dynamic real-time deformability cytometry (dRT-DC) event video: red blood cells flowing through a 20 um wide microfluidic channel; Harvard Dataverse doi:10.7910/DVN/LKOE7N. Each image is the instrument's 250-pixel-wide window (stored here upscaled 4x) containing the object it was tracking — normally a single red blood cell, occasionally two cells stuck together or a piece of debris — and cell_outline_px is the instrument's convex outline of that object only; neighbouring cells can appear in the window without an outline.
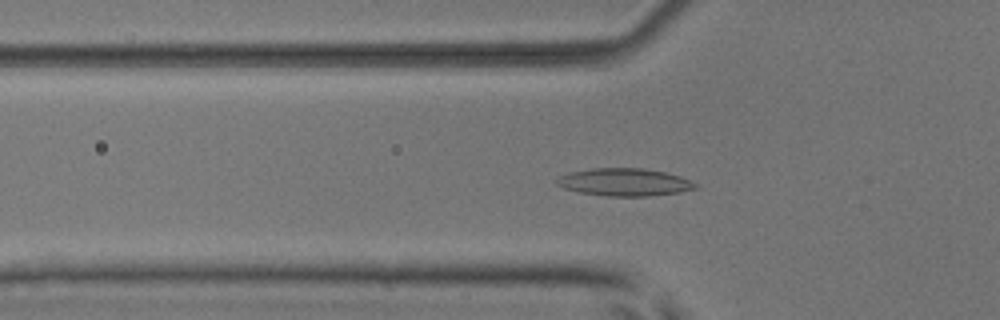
{"species": "common noctule bat (a hibernating species)", "species_latin": "Nyctalus noctula", "temperature_condition": "room temperature", "stored_images_in_passage": 45, "camera_frame_rate_fps": 3000, "um_per_image_px": 0.085, "animal": {"sex": "male", "body_mass_g": 17.9, "forearm_length_mm": 54.2}, "frame": {"image": 1, "passage_image": 12, "time_ms": 3.667, "image_size_px": [1000, 320], "cell_outline_px": [[696, 188], [680, 192], [648, 196], [604, 196], [580, 192], [564, 188], [556, 184], [556, 180], [560, 176], [568, 172], [592, 168], [644, 168], [664, 172], [680, 176], [696, 184]], "centroid_in_image_um": [53.04, 15.48], "position_along_channel_um": 72.8, "area_um2": 22.2}}
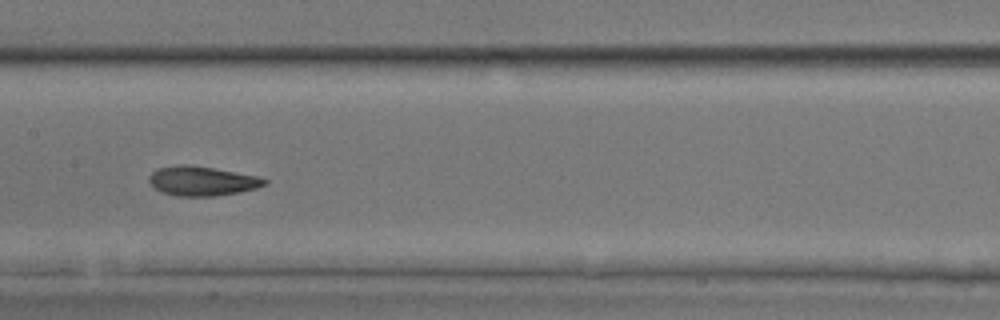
{"frame": {"image": 2, "passage_image": 21, "time_ms": 6.667, "image_size_px": [1000, 320], "cell_outline_px": [[268, 184], [256, 188], [240, 192], [216, 196], [176, 196], [164, 192], [156, 188], [148, 180], [148, 176], [156, 168], [180, 164], [192, 164], [256, 176], [268, 180]], "centroid_in_image_um": [17.17, 15.37], "position_along_channel_um": 190.2, "area_um2": 19.83}}
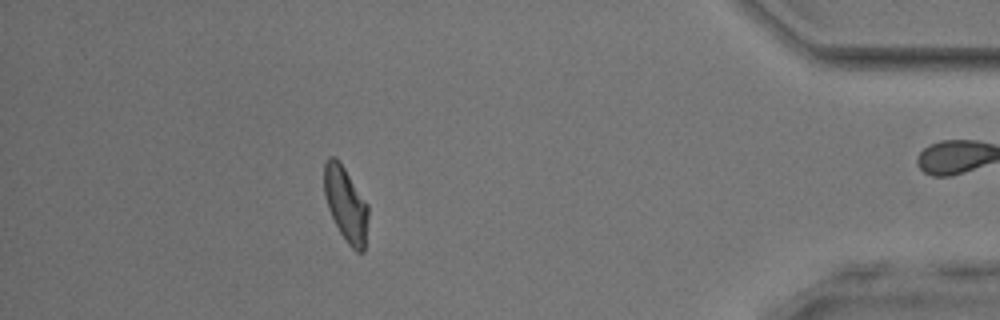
{"frame": {"image": 3, "passage_image": 41, "time_ms": 13.333, "image_size_px": [1000, 320], "cell_outline_px": [[368, 216], [364, 252], [356, 252], [348, 244], [340, 232], [328, 208], [324, 192], [324, 164], [328, 156], [336, 156], [368, 204]], "centroid_in_image_um": [29.39, 17.35], "position_along_channel_um": 405.8, "area_um2": 19.02}, "authors_computed_cell_mechanics": {"area_um2": 19.5942, "velocity_mm_per_s": 3.9166, "shape_relaxation_time_tau1_ms": 3.6605, "shape_relaxation_time_tau2_ms": 1.8574, "deformation_change_tau1": 0.1424, "deformation_change_tau2": 0.0778}}